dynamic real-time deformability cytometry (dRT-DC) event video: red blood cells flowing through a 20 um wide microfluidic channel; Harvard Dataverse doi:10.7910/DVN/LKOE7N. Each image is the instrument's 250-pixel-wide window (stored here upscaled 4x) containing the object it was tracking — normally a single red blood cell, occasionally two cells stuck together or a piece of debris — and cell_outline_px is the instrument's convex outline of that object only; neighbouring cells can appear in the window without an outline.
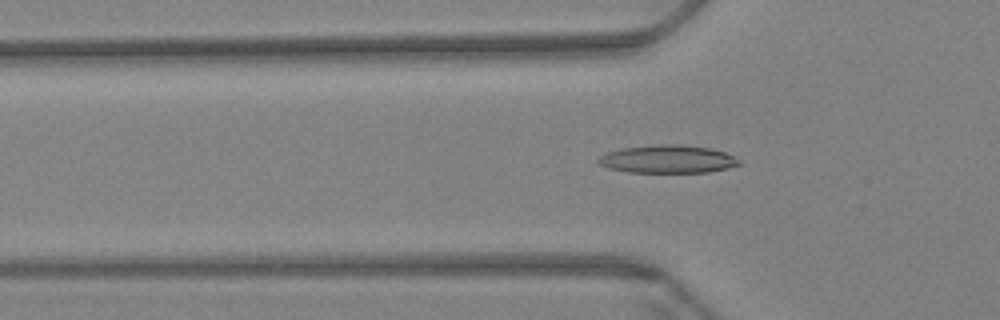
{"species": "Egyptian fruit bat (a non-hibernating species)", "species_latin": "Rousettus aegyptiacus", "temperature_condition": "warm", "stored_images_in_passage": 62, "camera_frame_rate_fps": 3000, "um_per_image_px": 0.085, "animal": {"sex": "female"}, "frame": {"image": 1, "passage_image": 21, "time_ms": 6.667, "image_size_px": [1000, 320], "cell_outline_px": [[740, 164], [728, 168], [708, 172], [628, 172], [608, 168], [600, 164], [596, 160], [600, 156], [608, 152], [620, 148], [660, 144], [680, 144], [712, 148], [736, 156], [740, 160]], "centroid_in_image_um": [56.77, 13.52], "position_along_channel_um": 69.0, "area_um2": 23.06}}
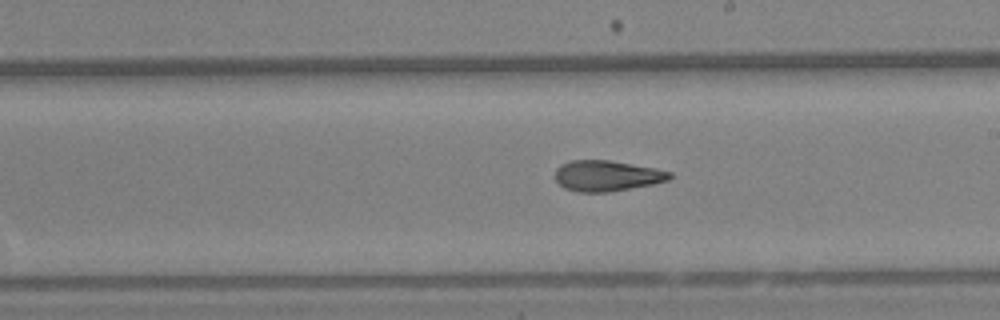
{"frame": {"image": 2, "passage_image": 36, "time_ms": 11.667, "image_size_px": [1000, 320], "cell_outline_px": [[672, 176], [668, 180], [652, 184], [608, 192], [580, 192], [564, 188], [556, 180], [556, 168], [560, 164], [572, 160], [608, 160], [656, 168], [672, 172]], "centroid_in_image_um": [51.58, 14.93], "position_along_channel_um": 237.4, "area_um2": 20.4}}
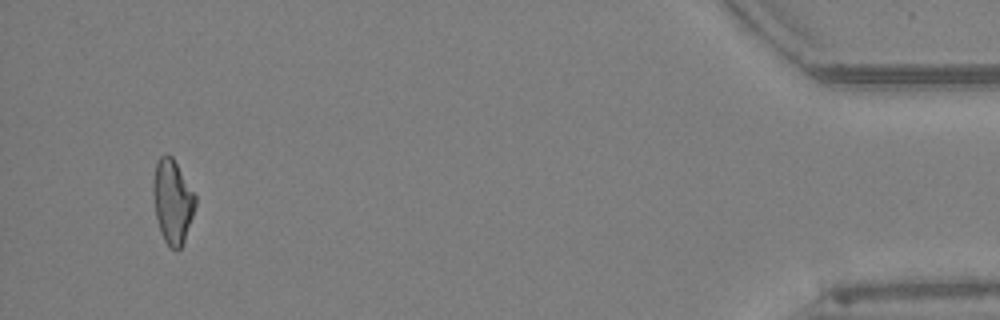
{"frame": {"image": 3, "passage_image": 59, "time_ms": 19.333, "image_size_px": [1000, 320], "cell_outline_px": [[196, 204], [184, 240], [180, 248], [176, 252], [164, 240], [160, 232], [156, 216], [152, 192], [152, 180], [156, 160], [164, 152], [172, 156], [196, 196]], "centroid_in_image_um": [14.63, 17.07], "position_along_channel_um": 420.6, "area_um2": 20.69}, "authors_computed_cell_mechanics": {"area_um2": 21.2704, "velocity_mm_per_s": 3.3827, "shape_relaxation_time_tau1_ms": 8.5659, "shape_relaxation_time_tau2_ms": 3.5175, "deformation_change_tau1": 0.2294, "deformation_change_tau2": 0.1256}}